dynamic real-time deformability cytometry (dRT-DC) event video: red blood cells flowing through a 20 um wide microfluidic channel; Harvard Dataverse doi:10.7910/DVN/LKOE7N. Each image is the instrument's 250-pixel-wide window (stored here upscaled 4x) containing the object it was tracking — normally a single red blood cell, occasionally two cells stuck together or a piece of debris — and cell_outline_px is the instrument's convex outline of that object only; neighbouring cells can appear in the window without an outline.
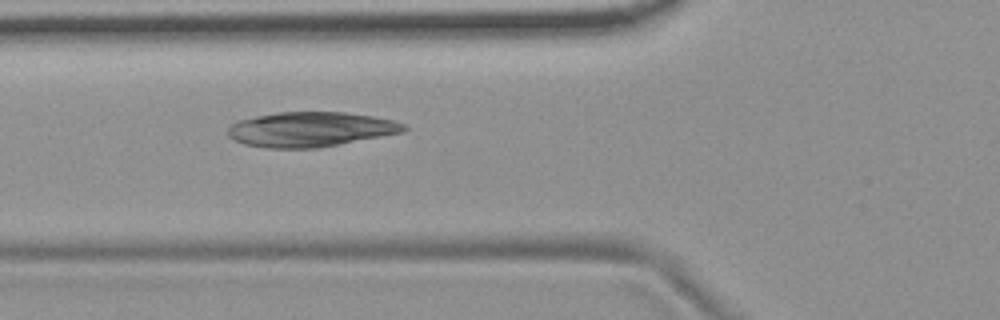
{"species": "common noctule bat (a hibernating species)", "species_latin": "Nyctalus noctula", "temperature_condition": "room temperature", "stored_images_in_passage": 3, "camera_frame_rate_fps": 3000, "um_per_image_px": 0.085, "animal": {"sex": "female", "body_mass_g": 19.9}, "frame": {"image": 1, "passage_image": 3, "time_ms": 2.333, "image_size_px": [1000, 320], "cell_outline_px": [[408, 128], [404, 132], [316, 148], [268, 148], [244, 144], [228, 136], [228, 128], [236, 120], [276, 112], [344, 112], [372, 116], [392, 120], [404, 124]], "centroid_in_image_um": [26.37, 10.99], "position_along_channel_um": 99.4, "area_um2": 35.55}}